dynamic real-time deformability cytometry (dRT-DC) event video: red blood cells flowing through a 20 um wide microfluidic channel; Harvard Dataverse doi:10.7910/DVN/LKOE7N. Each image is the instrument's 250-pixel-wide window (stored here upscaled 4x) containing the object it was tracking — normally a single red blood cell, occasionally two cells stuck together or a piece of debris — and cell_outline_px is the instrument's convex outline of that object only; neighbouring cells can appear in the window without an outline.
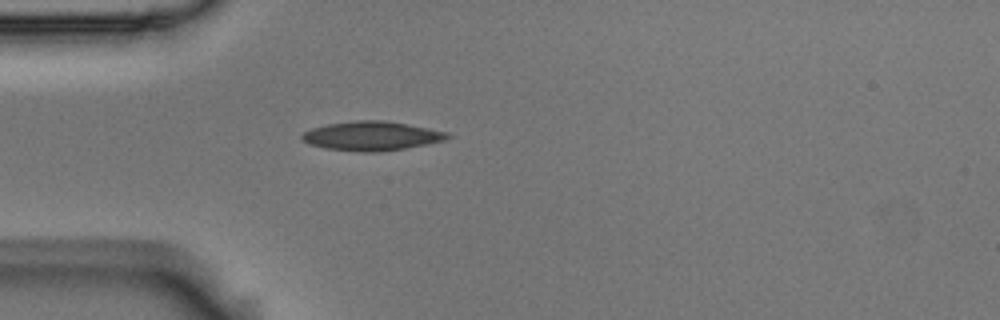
{"species": "Egyptian fruit bat (a non-hibernating species)", "species_latin": "Rousettus aegyptiacus", "temperature_condition": "room temperature", "stored_images_in_passage": 2, "camera_frame_rate_fps": 3000, "um_per_image_px": 0.085, "animal": {"sex": "male"}, "frame": {"image": 1, "passage_image": 2, "time_ms": 0.333, "image_size_px": [1000, 320], "cell_outline_px": [[452, 136], [444, 140], [404, 148], [376, 152], [360, 152], [324, 148], [300, 140], [300, 136], [304, 132], [312, 128], [328, 124], [356, 120], [384, 120], [408, 124], [448, 132]], "centroid_in_image_um": [31.57, 11.55], "position_along_channel_um": 53.4, "area_um2": 24.57}}